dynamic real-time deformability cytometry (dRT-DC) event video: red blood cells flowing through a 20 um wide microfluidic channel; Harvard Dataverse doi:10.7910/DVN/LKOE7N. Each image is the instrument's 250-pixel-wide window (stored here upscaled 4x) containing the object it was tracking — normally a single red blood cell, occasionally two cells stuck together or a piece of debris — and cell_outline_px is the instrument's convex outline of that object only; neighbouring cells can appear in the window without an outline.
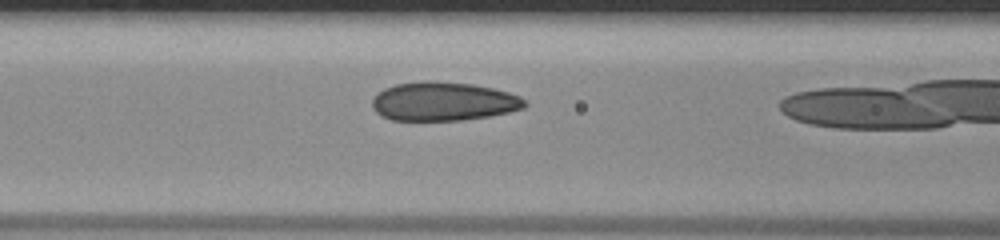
{"species": "human", "species_latin": "Homo sapiens", "temperature_condition": "room temperature", "stored_images_in_passage": 17, "camera_frame_rate_fps": 3000, "um_per_image_px": 0.085, "donor": {"sex": "male"}, "frame": {"image": 1, "passage_image": 16, "time_ms": 5.0, "image_size_px": [1000, 240], "cell_outline_px": [[528, 104], [524, 108], [508, 112], [488, 116], [460, 120], [392, 120], [380, 116], [372, 108], [372, 100], [384, 88], [396, 84], [424, 80], [432, 80], [472, 84], [492, 88], [508, 92], [520, 96]], "centroid_in_image_um": [37.67, 8.61], "position_along_channel_um": 128.9, "area_um2": 34.51}}